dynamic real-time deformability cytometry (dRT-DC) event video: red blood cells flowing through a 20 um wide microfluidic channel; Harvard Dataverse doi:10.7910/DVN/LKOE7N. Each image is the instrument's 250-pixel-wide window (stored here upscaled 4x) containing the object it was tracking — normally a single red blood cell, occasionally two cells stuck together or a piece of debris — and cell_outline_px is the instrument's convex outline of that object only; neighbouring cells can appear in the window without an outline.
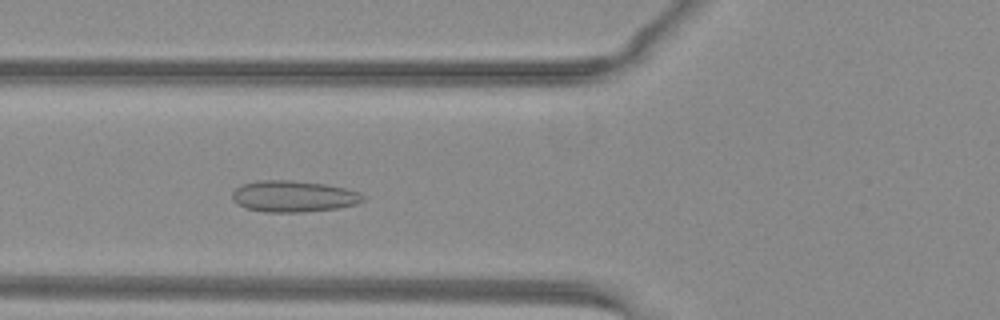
{"species": "common noctule bat (a hibernating species)", "species_latin": "Nyctalus noctula", "temperature_condition": "warm", "stored_images_in_passage": 33, "camera_frame_rate_fps": 3000, "um_per_image_px": 0.085, "animal": {"sex": "female", "body_mass_g": 29.2, "forearm_length_mm": 56.3}, "frame": {"image": 1, "passage_image": 7, "time_ms": 2.0, "image_size_px": [1000, 320], "cell_outline_px": [[364, 200], [356, 204], [336, 208], [304, 212], [264, 212], [248, 208], [236, 204], [232, 200], [232, 192], [240, 184], [260, 180], [292, 180], [324, 184], [344, 188], [360, 192], [364, 196]], "centroid_in_image_um": [24.91, 16.68], "position_along_channel_um": 100.9, "area_um2": 23.93}}
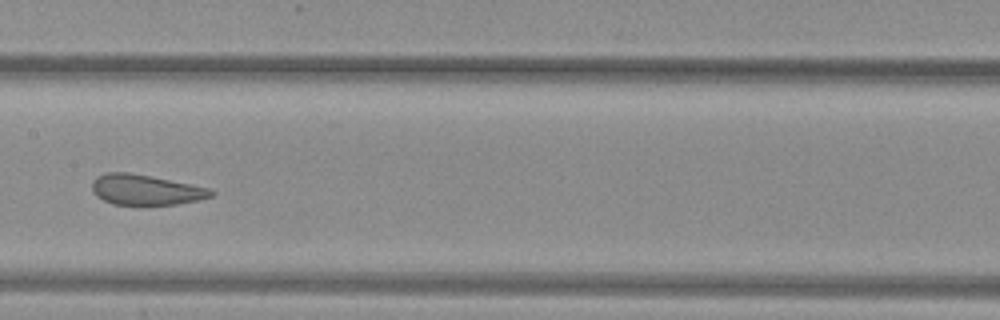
{"frame": {"image": 2, "passage_image": 14, "time_ms": 4.333, "image_size_px": [1000, 320], "cell_outline_px": [[216, 192], [212, 196], [200, 200], [176, 204], [112, 204], [96, 196], [92, 192], [92, 180], [96, 176], [108, 172], [128, 172], [152, 176], [208, 188]], "centroid_in_image_um": [12.36, 16.12], "position_along_channel_um": 195.0, "area_um2": 20.98}}
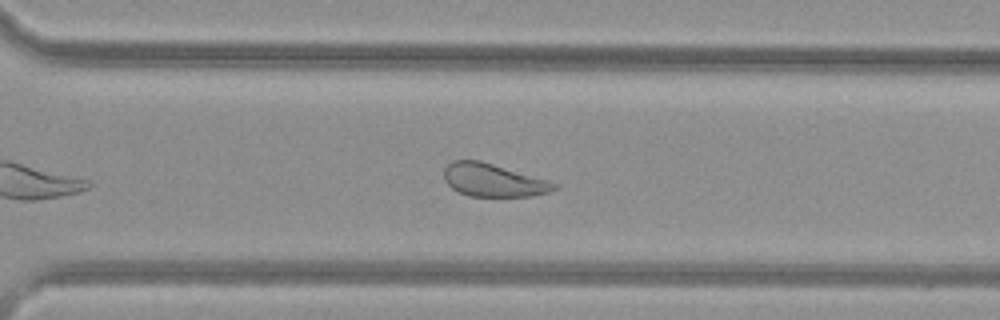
{"frame": {"image": 3, "passage_image": 24, "time_ms": 7.667, "image_size_px": [1000, 320], "cell_outline_px": [[560, 184], [556, 188], [548, 192], [532, 196], [468, 196], [456, 192], [444, 180], [444, 168], [452, 160], [480, 160], [548, 180]], "centroid_in_image_um": [41.9, 15.31], "position_along_channel_um": 328.7, "area_um2": 21.21}, "authors_computed_cell_mechanics": {"area_um2": 22.0218, "velocity_mm_per_s": 4.0185, "shape_relaxation_time_tau1_ms": 9.6234, "shape_relaxation_time_tau2_ms": 1.1213, "deformation_change_tau1": 0.179, "deformation_change_tau2": 0.0775}}